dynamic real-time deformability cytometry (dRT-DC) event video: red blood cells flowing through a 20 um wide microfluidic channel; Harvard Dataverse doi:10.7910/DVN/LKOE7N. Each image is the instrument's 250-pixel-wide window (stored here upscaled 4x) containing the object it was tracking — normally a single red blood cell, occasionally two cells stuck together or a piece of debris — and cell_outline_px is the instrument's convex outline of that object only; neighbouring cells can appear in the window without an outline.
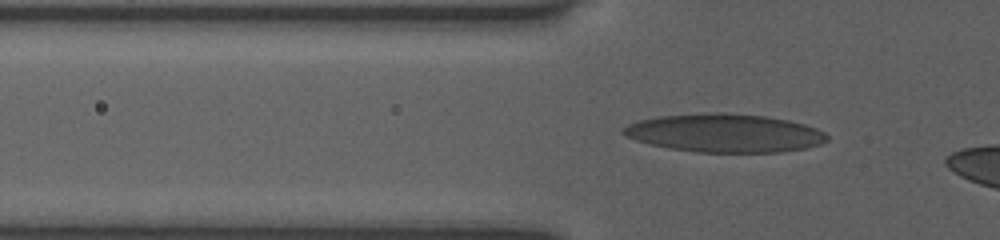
{"species": "human", "species_latin": "Homo sapiens", "temperature_condition": "room temperature", "stored_images_in_passage": 48, "camera_frame_rate_fps": 3000, "um_per_image_px": 0.085, "donor": {"sex": "female"}, "frame": {"image": 1, "passage_image": 17, "time_ms": 3.0, "image_size_px": [1000, 240], "cell_outline_px": [[828, 140], [820, 144], [804, 148], [780, 152], [696, 152], [672, 148], [652, 144], [636, 140], [620, 132], [620, 128], [636, 120], [660, 116], [704, 112], [728, 112], [764, 116], [788, 120], [804, 124], [816, 128], [824, 132], [828, 136]], "centroid_in_image_um": [61.58, 11.29], "position_along_channel_um": 64.2, "area_um2": 45.6}}
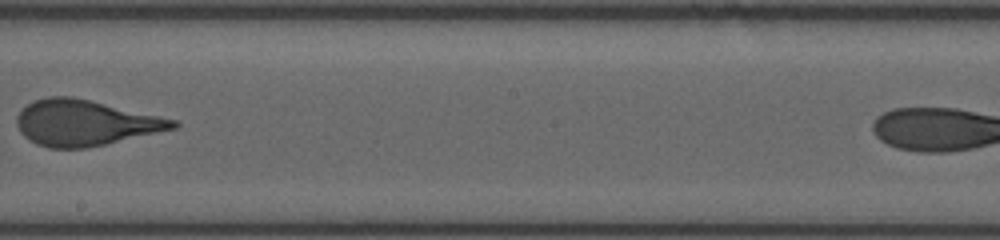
{"frame": {"image": 2, "passage_image": 37, "time_ms": 7.667, "image_size_px": [1000, 240], "cell_outline_px": [[180, 124], [176, 128], [104, 144], [84, 148], [48, 148], [36, 144], [28, 140], [20, 132], [16, 124], [16, 116], [28, 104], [36, 100], [48, 96], [72, 96], [176, 120]], "centroid_in_image_um": [7.18, 10.44], "position_along_channel_um": 241.0, "area_um2": 41.15}}
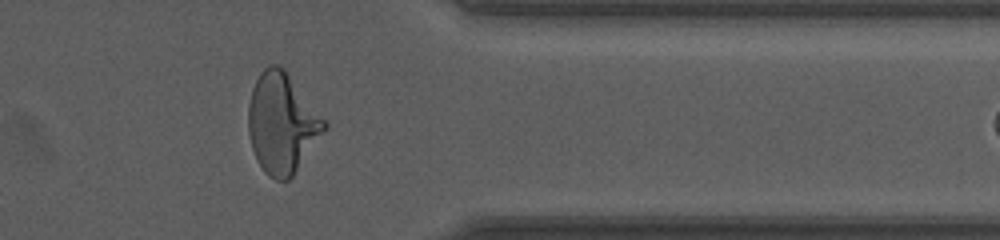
{"frame": {"image": 3, "passage_image": 46, "time_ms": 11.667, "image_size_px": [1000, 240], "cell_outline_px": [[328, 128], [292, 176], [288, 180], [276, 180], [268, 176], [264, 172], [256, 160], [252, 148], [248, 132], [248, 104], [252, 88], [260, 72], [268, 64], [280, 64], [284, 68], [328, 124]], "centroid_in_image_um": [23.95, 10.47], "position_along_channel_um": 387.4, "area_um2": 44.39}}